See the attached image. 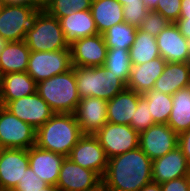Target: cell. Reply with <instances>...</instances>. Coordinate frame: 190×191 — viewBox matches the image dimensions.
I'll use <instances>...</instances> for the list:
<instances>
[{
    "label": "cell",
    "mask_w": 190,
    "mask_h": 191,
    "mask_svg": "<svg viewBox=\"0 0 190 191\" xmlns=\"http://www.w3.org/2000/svg\"><path fill=\"white\" fill-rule=\"evenodd\" d=\"M152 182V160L140 147L108 160L102 178L105 191H139Z\"/></svg>",
    "instance_id": "cell-1"
},
{
    "label": "cell",
    "mask_w": 190,
    "mask_h": 191,
    "mask_svg": "<svg viewBox=\"0 0 190 191\" xmlns=\"http://www.w3.org/2000/svg\"><path fill=\"white\" fill-rule=\"evenodd\" d=\"M82 136L74 114L55 113L36 130V146L68 157Z\"/></svg>",
    "instance_id": "cell-2"
},
{
    "label": "cell",
    "mask_w": 190,
    "mask_h": 191,
    "mask_svg": "<svg viewBox=\"0 0 190 191\" xmlns=\"http://www.w3.org/2000/svg\"><path fill=\"white\" fill-rule=\"evenodd\" d=\"M37 93L54 113L74 114L80 101L75 67L37 83Z\"/></svg>",
    "instance_id": "cell-3"
},
{
    "label": "cell",
    "mask_w": 190,
    "mask_h": 191,
    "mask_svg": "<svg viewBox=\"0 0 190 191\" xmlns=\"http://www.w3.org/2000/svg\"><path fill=\"white\" fill-rule=\"evenodd\" d=\"M75 77L80 99L94 97L108 101L127 88L126 84L104 65L75 67Z\"/></svg>",
    "instance_id": "cell-4"
},
{
    "label": "cell",
    "mask_w": 190,
    "mask_h": 191,
    "mask_svg": "<svg viewBox=\"0 0 190 191\" xmlns=\"http://www.w3.org/2000/svg\"><path fill=\"white\" fill-rule=\"evenodd\" d=\"M42 9L27 4L1 3L0 36L7 42L22 41Z\"/></svg>",
    "instance_id": "cell-5"
},
{
    "label": "cell",
    "mask_w": 190,
    "mask_h": 191,
    "mask_svg": "<svg viewBox=\"0 0 190 191\" xmlns=\"http://www.w3.org/2000/svg\"><path fill=\"white\" fill-rule=\"evenodd\" d=\"M24 41L31 51H57L70 49L65 41L59 19L43 10L34 27L25 35Z\"/></svg>",
    "instance_id": "cell-6"
},
{
    "label": "cell",
    "mask_w": 190,
    "mask_h": 191,
    "mask_svg": "<svg viewBox=\"0 0 190 191\" xmlns=\"http://www.w3.org/2000/svg\"><path fill=\"white\" fill-rule=\"evenodd\" d=\"M71 68L70 49L31 51L26 72L36 83H39L55 75L65 73Z\"/></svg>",
    "instance_id": "cell-7"
},
{
    "label": "cell",
    "mask_w": 190,
    "mask_h": 191,
    "mask_svg": "<svg viewBox=\"0 0 190 191\" xmlns=\"http://www.w3.org/2000/svg\"><path fill=\"white\" fill-rule=\"evenodd\" d=\"M36 145V129L0 105V147L29 149Z\"/></svg>",
    "instance_id": "cell-8"
},
{
    "label": "cell",
    "mask_w": 190,
    "mask_h": 191,
    "mask_svg": "<svg viewBox=\"0 0 190 191\" xmlns=\"http://www.w3.org/2000/svg\"><path fill=\"white\" fill-rule=\"evenodd\" d=\"M94 136L108 159L139 147V133L130 125L107 122Z\"/></svg>",
    "instance_id": "cell-9"
},
{
    "label": "cell",
    "mask_w": 190,
    "mask_h": 191,
    "mask_svg": "<svg viewBox=\"0 0 190 191\" xmlns=\"http://www.w3.org/2000/svg\"><path fill=\"white\" fill-rule=\"evenodd\" d=\"M67 158L85 169L93 170L101 178L105 175L109 160L105 150L94 135H83Z\"/></svg>",
    "instance_id": "cell-10"
},
{
    "label": "cell",
    "mask_w": 190,
    "mask_h": 191,
    "mask_svg": "<svg viewBox=\"0 0 190 191\" xmlns=\"http://www.w3.org/2000/svg\"><path fill=\"white\" fill-rule=\"evenodd\" d=\"M57 186L62 191H98L102 188V178L93 170L85 169L65 157Z\"/></svg>",
    "instance_id": "cell-11"
},
{
    "label": "cell",
    "mask_w": 190,
    "mask_h": 191,
    "mask_svg": "<svg viewBox=\"0 0 190 191\" xmlns=\"http://www.w3.org/2000/svg\"><path fill=\"white\" fill-rule=\"evenodd\" d=\"M4 107L36 130L55 114L37 92L9 101Z\"/></svg>",
    "instance_id": "cell-12"
},
{
    "label": "cell",
    "mask_w": 190,
    "mask_h": 191,
    "mask_svg": "<svg viewBox=\"0 0 190 191\" xmlns=\"http://www.w3.org/2000/svg\"><path fill=\"white\" fill-rule=\"evenodd\" d=\"M178 135L167 124H153L139 133V147L151 159L166 155L177 147Z\"/></svg>",
    "instance_id": "cell-13"
},
{
    "label": "cell",
    "mask_w": 190,
    "mask_h": 191,
    "mask_svg": "<svg viewBox=\"0 0 190 191\" xmlns=\"http://www.w3.org/2000/svg\"><path fill=\"white\" fill-rule=\"evenodd\" d=\"M71 50L72 67L103 66L107 55V46L103 34H96L76 41Z\"/></svg>",
    "instance_id": "cell-14"
},
{
    "label": "cell",
    "mask_w": 190,
    "mask_h": 191,
    "mask_svg": "<svg viewBox=\"0 0 190 191\" xmlns=\"http://www.w3.org/2000/svg\"><path fill=\"white\" fill-rule=\"evenodd\" d=\"M29 167L28 149L0 150V188L12 191Z\"/></svg>",
    "instance_id": "cell-15"
},
{
    "label": "cell",
    "mask_w": 190,
    "mask_h": 191,
    "mask_svg": "<svg viewBox=\"0 0 190 191\" xmlns=\"http://www.w3.org/2000/svg\"><path fill=\"white\" fill-rule=\"evenodd\" d=\"M83 135H95L107 121V101L86 97L79 101L74 112Z\"/></svg>",
    "instance_id": "cell-16"
},
{
    "label": "cell",
    "mask_w": 190,
    "mask_h": 191,
    "mask_svg": "<svg viewBox=\"0 0 190 191\" xmlns=\"http://www.w3.org/2000/svg\"><path fill=\"white\" fill-rule=\"evenodd\" d=\"M160 56L166 62H190V41L175 23H170L156 37Z\"/></svg>",
    "instance_id": "cell-17"
},
{
    "label": "cell",
    "mask_w": 190,
    "mask_h": 191,
    "mask_svg": "<svg viewBox=\"0 0 190 191\" xmlns=\"http://www.w3.org/2000/svg\"><path fill=\"white\" fill-rule=\"evenodd\" d=\"M185 176H190V164L178 146L152 160V181L155 183L162 184Z\"/></svg>",
    "instance_id": "cell-18"
},
{
    "label": "cell",
    "mask_w": 190,
    "mask_h": 191,
    "mask_svg": "<svg viewBox=\"0 0 190 191\" xmlns=\"http://www.w3.org/2000/svg\"><path fill=\"white\" fill-rule=\"evenodd\" d=\"M29 166L49 185H57L61 164L65 157L34 145L28 149Z\"/></svg>",
    "instance_id": "cell-19"
},
{
    "label": "cell",
    "mask_w": 190,
    "mask_h": 191,
    "mask_svg": "<svg viewBox=\"0 0 190 191\" xmlns=\"http://www.w3.org/2000/svg\"><path fill=\"white\" fill-rule=\"evenodd\" d=\"M59 22L69 47L79 39L98 34L90 9L59 18Z\"/></svg>",
    "instance_id": "cell-20"
},
{
    "label": "cell",
    "mask_w": 190,
    "mask_h": 191,
    "mask_svg": "<svg viewBox=\"0 0 190 191\" xmlns=\"http://www.w3.org/2000/svg\"><path fill=\"white\" fill-rule=\"evenodd\" d=\"M166 63L160 56L143 64L132 65L130 77L126 84L127 89L140 94L152 90L155 81L163 73Z\"/></svg>",
    "instance_id": "cell-21"
},
{
    "label": "cell",
    "mask_w": 190,
    "mask_h": 191,
    "mask_svg": "<svg viewBox=\"0 0 190 191\" xmlns=\"http://www.w3.org/2000/svg\"><path fill=\"white\" fill-rule=\"evenodd\" d=\"M37 92V83L27 72H14L0 76V105Z\"/></svg>",
    "instance_id": "cell-22"
},
{
    "label": "cell",
    "mask_w": 190,
    "mask_h": 191,
    "mask_svg": "<svg viewBox=\"0 0 190 191\" xmlns=\"http://www.w3.org/2000/svg\"><path fill=\"white\" fill-rule=\"evenodd\" d=\"M190 86V62H167L163 73L155 81L153 90L173 95Z\"/></svg>",
    "instance_id": "cell-23"
},
{
    "label": "cell",
    "mask_w": 190,
    "mask_h": 191,
    "mask_svg": "<svg viewBox=\"0 0 190 191\" xmlns=\"http://www.w3.org/2000/svg\"><path fill=\"white\" fill-rule=\"evenodd\" d=\"M141 95L126 88L111 100H108L107 121L114 124L130 125Z\"/></svg>",
    "instance_id": "cell-24"
},
{
    "label": "cell",
    "mask_w": 190,
    "mask_h": 191,
    "mask_svg": "<svg viewBox=\"0 0 190 191\" xmlns=\"http://www.w3.org/2000/svg\"><path fill=\"white\" fill-rule=\"evenodd\" d=\"M30 52L24 40L8 42L0 54V76L14 72H26Z\"/></svg>",
    "instance_id": "cell-25"
},
{
    "label": "cell",
    "mask_w": 190,
    "mask_h": 191,
    "mask_svg": "<svg viewBox=\"0 0 190 191\" xmlns=\"http://www.w3.org/2000/svg\"><path fill=\"white\" fill-rule=\"evenodd\" d=\"M90 10L99 34L124 22L123 5L117 0H92Z\"/></svg>",
    "instance_id": "cell-26"
},
{
    "label": "cell",
    "mask_w": 190,
    "mask_h": 191,
    "mask_svg": "<svg viewBox=\"0 0 190 191\" xmlns=\"http://www.w3.org/2000/svg\"><path fill=\"white\" fill-rule=\"evenodd\" d=\"M173 107L167 125L179 135L190 129V86L172 95Z\"/></svg>",
    "instance_id": "cell-27"
},
{
    "label": "cell",
    "mask_w": 190,
    "mask_h": 191,
    "mask_svg": "<svg viewBox=\"0 0 190 191\" xmlns=\"http://www.w3.org/2000/svg\"><path fill=\"white\" fill-rule=\"evenodd\" d=\"M132 65H139L160 57L156 37L137 28L136 37L129 49Z\"/></svg>",
    "instance_id": "cell-28"
},
{
    "label": "cell",
    "mask_w": 190,
    "mask_h": 191,
    "mask_svg": "<svg viewBox=\"0 0 190 191\" xmlns=\"http://www.w3.org/2000/svg\"><path fill=\"white\" fill-rule=\"evenodd\" d=\"M142 95L148 101L149 111L154 123L167 124L173 107L172 95L164 94L153 89Z\"/></svg>",
    "instance_id": "cell-29"
},
{
    "label": "cell",
    "mask_w": 190,
    "mask_h": 191,
    "mask_svg": "<svg viewBox=\"0 0 190 191\" xmlns=\"http://www.w3.org/2000/svg\"><path fill=\"white\" fill-rule=\"evenodd\" d=\"M137 28L126 22L115 24L103 33L107 48L130 49L136 37Z\"/></svg>",
    "instance_id": "cell-30"
},
{
    "label": "cell",
    "mask_w": 190,
    "mask_h": 191,
    "mask_svg": "<svg viewBox=\"0 0 190 191\" xmlns=\"http://www.w3.org/2000/svg\"><path fill=\"white\" fill-rule=\"evenodd\" d=\"M104 67L127 84L132 67L129 49L108 48Z\"/></svg>",
    "instance_id": "cell-31"
},
{
    "label": "cell",
    "mask_w": 190,
    "mask_h": 191,
    "mask_svg": "<svg viewBox=\"0 0 190 191\" xmlns=\"http://www.w3.org/2000/svg\"><path fill=\"white\" fill-rule=\"evenodd\" d=\"M92 0H52L45 11L57 19L91 9Z\"/></svg>",
    "instance_id": "cell-32"
},
{
    "label": "cell",
    "mask_w": 190,
    "mask_h": 191,
    "mask_svg": "<svg viewBox=\"0 0 190 191\" xmlns=\"http://www.w3.org/2000/svg\"><path fill=\"white\" fill-rule=\"evenodd\" d=\"M153 124L155 123L149 111L148 101L143 95H141L134 112V118L131 119L130 126L138 133H141Z\"/></svg>",
    "instance_id": "cell-33"
},
{
    "label": "cell",
    "mask_w": 190,
    "mask_h": 191,
    "mask_svg": "<svg viewBox=\"0 0 190 191\" xmlns=\"http://www.w3.org/2000/svg\"><path fill=\"white\" fill-rule=\"evenodd\" d=\"M171 22H169L162 14L156 11H148L144 20L138 27L139 30L150 33L157 37L158 34L165 29Z\"/></svg>",
    "instance_id": "cell-34"
},
{
    "label": "cell",
    "mask_w": 190,
    "mask_h": 191,
    "mask_svg": "<svg viewBox=\"0 0 190 191\" xmlns=\"http://www.w3.org/2000/svg\"><path fill=\"white\" fill-rule=\"evenodd\" d=\"M50 185L39 178L29 166L12 191H46Z\"/></svg>",
    "instance_id": "cell-35"
},
{
    "label": "cell",
    "mask_w": 190,
    "mask_h": 191,
    "mask_svg": "<svg viewBox=\"0 0 190 191\" xmlns=\"http://www.w3.org/2000/svg\"><path fill=\"white\" fill-rule=\"evenodd\" d=\"M148 11L144 3H127L123 6L124 22L138 28Z\"/></svg>",
    "instance_id": "cell-36"
},
{
    "label": "cell",
    "mask_w": 190,
    "mask_h": 191,
    "mask_svg": "<svg viewBox=\"0 0 190 191\" xmlns=\"http://www.w3.org/2000/svg\"><path fill=\"white\" fill-rule=\"evenodd\" d=\"M182 0H159L154 11L162 14L169 22L175 23L180 18Z\"/></svg>",
    "instance_id": "cell-37"
},
{
    "label": "cell",
    "mask_w": 190,
    "mask_h": 191,
    "mask_svg": "<svg viewBox=\"0 0 190 191\" xmlns=\"http://www.w3.org/2000/svg\"><path fill=\"white\" fill-rule=\"evenodd\" d=\"M161 185V191H189V176L172 179Z\"/></svg>",
    "instance_id": "cell-38"
},
{
    "label": "cell",
    "mask_w": 190,
    "mask_h": 191,
    "mask_svg": "<svg viewBox=\"0 0 190 191\" xmlns=\"http://www.w3.org/2000/svg\"><path fill=\"white\" fill-rule=\"evenodd\" d=\"M177 146L185 155L188 163L190 164V129L184 131L178 135Z\"/></svg>",
    "instance_id": "cell-39"
},
{
    "label": "cell",
    "mask_w": 190,
    "mask_h": 191,
    "mask_svg": "<svg viewBox=\"0 0 190 191\" xmlns=\"http://www.w3.org/2000/svg\"><path fill=\"white\" fill-rule=\"evenodd\" d=\"M175 24L178 26L180 33L190 41V21L189 19H178Z\"/></svg>",
    "instance_id": "cell-40"
},
{
    "label": "cell",
    "mask_w": 190,
    "mask_h": 191,
    "mask_svg": "<svg viewBox=\"0 0 190 191\" xmlns=\"http://www.w3.org/2000/svg\"><path fill=\"white\" fill-rule=\"evenodd\" d=\"M179 19H189L190 21V0L181 1V13Z\"/></svg>",
    "instance_id": "cell-41"
},
{
    "label": "cell",
    "mask_w": 190,
    "mask_h": 191,
    "mask_svg": "<svg viewBox=\"0 0 190 191\" xmlns=\"http://www.w3.org/2000/svg\"><path fill=\"white\" fill-rule=\"evenodd\" d=\"M52 0H30V5L45 10Z\"/></svg>",
    "instance_id": "cell-42"
},
{
    "label": "cell",
    "mask_w": 190,
    "mask_h": 191,
    "mask_svg": "<svg viewBox=\"0 0 190 191\" xmlns=\"http://www.w3.org/2000/svg\"><path fill=\"white\" fill-rule=\"evenodd\" d=\"M139 191H161V185L152 181L143 186Z\"/></svg>",
    "instance_id": "cell-43"
},
{
    "label": "cell",
    "mask_w": 190,
    "mask_h": 191,
    "mask_svg": "<svg viewBox=\"0 0 190 191\" xmlns=\"http://www.w3.org/2000/svg\"><path fill=\"white\" fill-rule=\"evenodd\" d=\"M149 11H154L159 0H142Z\"/></svg>",
    "instance_id": "cell-44"
},
{
    "label": "cell",
    "mask_w": 190,
    "mask_h": 191,
    "mask_svg": "<svg viewBox=\"0 0 190 191\" xmlns=\"http://www.w3.org/2000/svg\"><path fill=\"white\" fill-rule=\"evenodd\" d=\"M3 3L11 4H27L30 5V0H1Z\"/></svg>",
    "instance_id": "cell-45"
},
{
    "label": "cell",
    "mask_w": 190,
    "mask_h": 191,
    "mask_svg": "<svg viewBox=\"0 0 190 191\" xmlns=\"http://www.w3.org/2000/svg\"><path fill=\"white\" fill-rule=\"evenodd\" d=\"M119 3H121L123 6L127 3H143L142 0H117Z\"/></svg>",
    "instance_id": "cell-46"
},
{
    "label": "cell",
    "mask_w": 190,
    "mask_h": 191,
    "mask_svg": "<svg viewBox=\"0 0 190 191\" xmlns=\"http://www.w3.org/2000/svg\"><path fill=\"white\" fill-rule=\"evenodd\" d=\"M8 42L0 36V54L2 53L3 49L5 48Z\"/></svg>",
    "instance_id": "cell-47"
},
{
    "label": "cell",
    "mask_w": 190,
    "mask_h": 191,
    "mask_svg": "<svg viewBox=\"0 0 190 191\" xmlns=\"http://www.w3.org/2000/svg\"><path fill=\"white\" fill-rule=\"evenodd\" d=\"M46 191H62L57 185H50Z\"/></svg>",
    "instance_id": "cell-48"
}]
</instances>
